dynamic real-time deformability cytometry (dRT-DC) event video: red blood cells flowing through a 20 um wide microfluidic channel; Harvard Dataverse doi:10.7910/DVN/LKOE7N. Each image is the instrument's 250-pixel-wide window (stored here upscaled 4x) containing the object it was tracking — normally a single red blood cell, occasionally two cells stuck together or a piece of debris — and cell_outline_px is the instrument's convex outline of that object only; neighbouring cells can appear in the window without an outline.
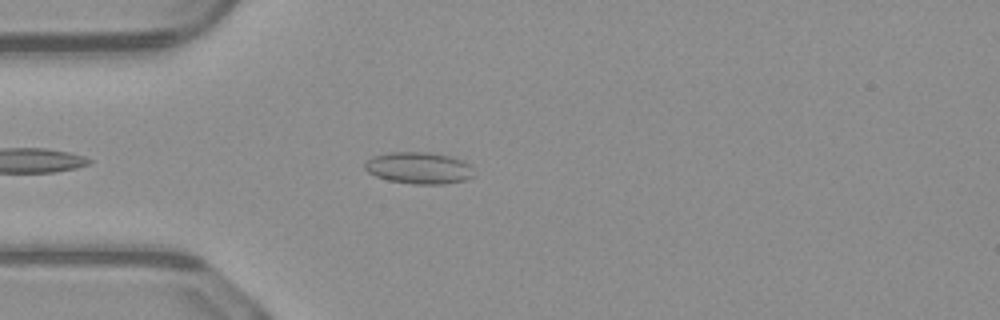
{"species": "common noctule bat (a hibernating species)", "species_latin": "Nyctalus noctula", "temperature_condition": "warm", "stored_images_in_passage": 37, "camera_frame_rate_fps": 3000, "um_per_image_px": 0.085, "animal": {"sex": "male", "body_mass_g": 23.1, "forearm_length_mm": 52.7}, "frame": {"image": 1, "passage_image": 2, "time_ms": 0.333, "image_size_px": [1000, 320], "cell_outline_px": [[472, 176], [464, 180], [444, 184], [412, 184], [388, 180], [376, 176], [368, 172], [364, 168], [364, 164], [372, 156], [388, 152], [432, 152], [452, 156], [464, 160], [472, 168]], "centroid_in_image_um": [35.59, 14.26], "position_along_channel_um": 49.4, "area_um2": 20.29}}
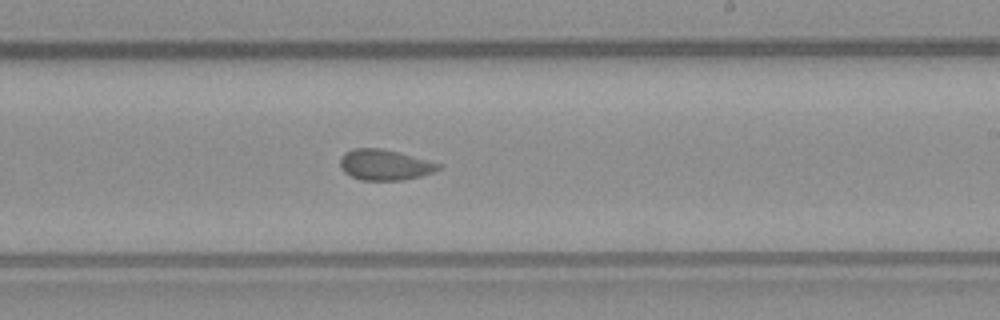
{"frame": {"image": 2, "passage_image": 18, "time_ms": 5.667, "image_size_px": [1000, 320], "cell_outline_px": [[444, 168], [436, 172], [404, 180], [360, 180], [344, 172], [340, 168], [340, 156], [344, 152], [352, 148], [380, 148], [400, 152], [444, 164]], "centroid_in_image_um": [32.75, 14.0], "position_along_channel_um": 256.2, "area_um2": 18.03}}
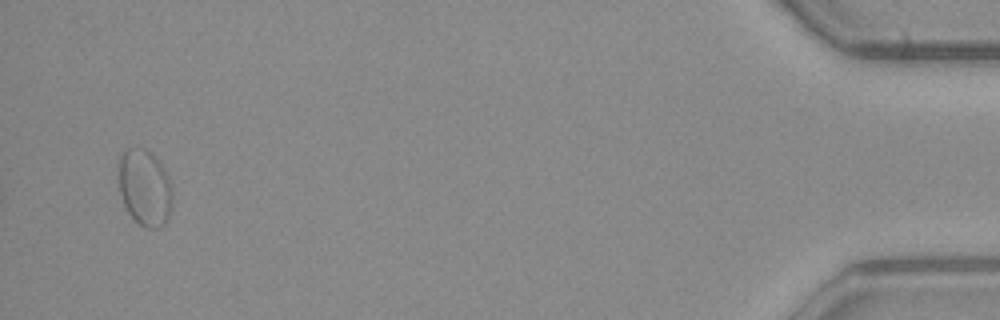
{"frame": {"image": 3, "passage_image": 37, "time_ms": 12.0, "image_size_px": [1000, 320], "cell_outline_px": [[172, 208], [168, 220], [160, 228], [144, 228], [128, 212], [124, 204], [120, 192], [116, 172], [116, 164], [124, 148], [144, 148], [152, 152], [164, 168], [168, 176], [172, 192]], "centroid_in_image_um": [12.28, 15.92], "position_along_channel_um": 422.9, "area_um2": 24.68}, "authors_computed_cell_mechanics": {"area_um2": 17.9758, "velocity_mm_per_s": 4.0784, "shape_relaxation_time_tau1_ms": null, "shape_relaxation_time_tau2_ms": 0.9441, "deformation_change_tau1": null, "deformation_change_tau2": 0.0517}}